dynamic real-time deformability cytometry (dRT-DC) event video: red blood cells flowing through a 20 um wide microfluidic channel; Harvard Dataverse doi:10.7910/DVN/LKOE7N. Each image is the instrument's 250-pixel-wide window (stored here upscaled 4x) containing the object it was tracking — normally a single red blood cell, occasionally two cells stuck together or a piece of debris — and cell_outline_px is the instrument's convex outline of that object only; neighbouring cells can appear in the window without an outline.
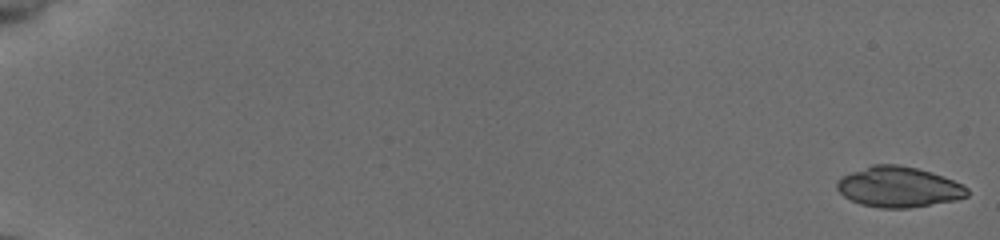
{"species": "common noctule bat (a hibernating species)", "species_latin": "Nyctalus noctula", "temperature_condition": "cold", "stored_images_in_passage": 55, "camera_frame_rate_fps": 3000, "um_per_image_px": 0.085, "animal": {"sex": "female", "body_mass_g": 19.5, "forearm_length_mm": 54.1}, "frame": {"image": 1, "passage_image": 1, "time_ms": 0.0, "image_size_px": [1000, 240], "cell_outline_px": [[968, 196], [956, 200], [908, 208], [880, 208], [860, 204], [844, 196], [836, 188], [836, 180], [852, 172], [872, 164], [896, 164], [916, 168], [932, 172], [952, 180], [968, 188]], "centroid_in_image_um": [76.37, 15.89], "position_along_channel_um": 8.6, "area_um2": 30.58}}